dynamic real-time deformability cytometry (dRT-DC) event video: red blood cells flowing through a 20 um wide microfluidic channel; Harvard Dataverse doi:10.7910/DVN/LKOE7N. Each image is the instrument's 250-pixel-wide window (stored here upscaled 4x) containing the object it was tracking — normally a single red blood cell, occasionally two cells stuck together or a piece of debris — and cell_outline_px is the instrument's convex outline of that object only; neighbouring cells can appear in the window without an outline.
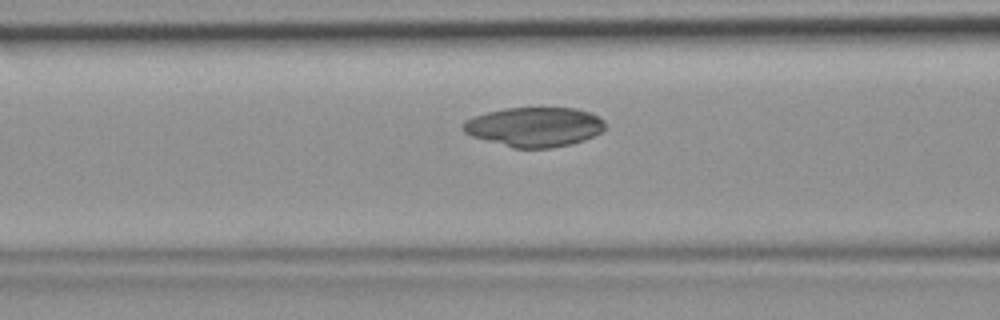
{"species": "common noctule bat (a hibernating species)", "species_latin": "Nyctalus noctula", "temperature_condition": "room temperature", "stored_images_in_passage": 45, "segment_of_instrument_passage": [1, 3], "camera_frame_rate_fps": 3000, "um_per_image_px": 0.085, "animal": {"sex": "female", "body_mass_g": 19.9}, "frame": {"image": 1, "passage_image": 16, "time_ms": 5.0, "image_size_px": [1000, 320], "cell_outline_px": [[604, 128], [600, 132], [584, 140], [572, 144], [552, 148], [512, 148], [472, 136], [464, 132], [460, 128], [464, 120], [472, 116], [504, 108], [576, 108], [588, 112], [604, 120]], "centroid_in_image_um": [45.38, 10.79], "position_along_channel_um": 121.2, "area_um2": 32.77}}